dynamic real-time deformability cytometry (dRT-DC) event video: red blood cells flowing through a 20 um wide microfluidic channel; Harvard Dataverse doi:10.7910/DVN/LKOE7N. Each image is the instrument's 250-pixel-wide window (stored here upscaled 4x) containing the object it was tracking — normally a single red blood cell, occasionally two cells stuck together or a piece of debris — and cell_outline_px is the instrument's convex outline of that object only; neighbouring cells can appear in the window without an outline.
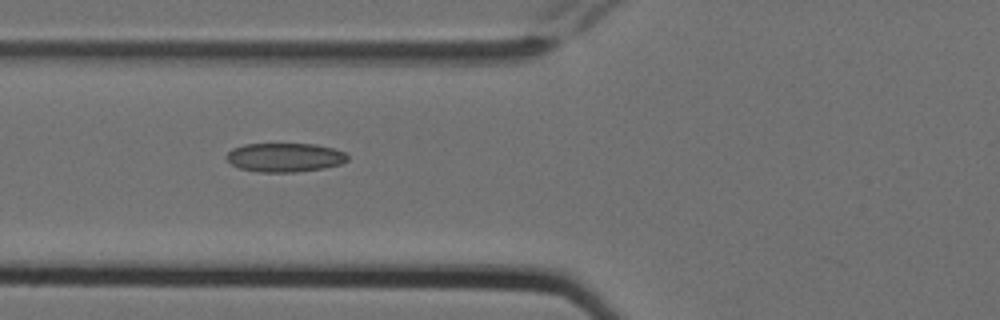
{"species": "Egyptian fruit bat (a non-hibernating species)", "species_latin": "Rousettus aegyptiacus", "temperature_condition": "cold", "stored_images_in_passage": 4, "camera_frame_rate_fps": 3000, "um_per_image_px": 0.085, "animal": {"sex": "female"}, "frame": {"image": 1, "passage_image": 3, "time_ms": 0.667, "image_size_px": [1000, 320], "cell_outline_px": [[348, 160], [340, 164], [324, 168], [296, 172], [260, 172], [240, 168], [232, 164], [224, 156], [232, 148], [244, 144], [316, 144], [332, 148], [344, 152], [348, 156]], "centroid_in_image_um": [24.2, 13.38], "position_along_channel_um": 101.6, "area_um2": 20.4}}
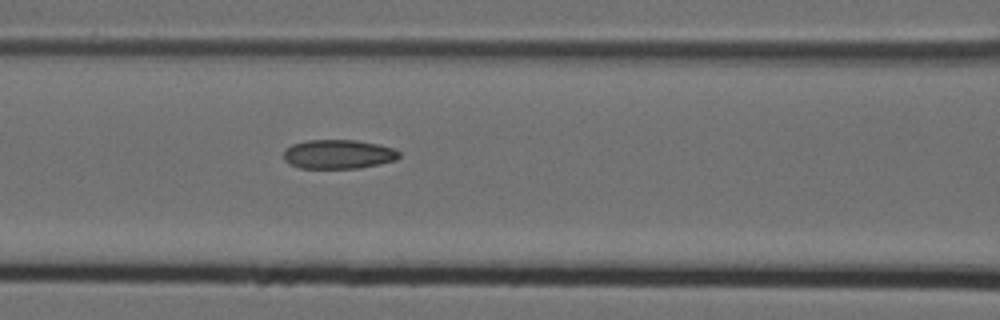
{"frame": {"image": 2, "passage_image": 4, "time_ms": 1.0, "image_size_px": [1000, 320], "cell_outline_px": [[400, 156], [396, 160], [380, 164], [360, 168], [300, 168], [284, 160], [284, 148], [292, 144], [308, 140], [356, 140], [380, 144], [392, 148], [400, 152]], "centroid_in_image_um": [28.77, 13.1], "position_along_channel_um": 137.8, "area_um2": 19.71}}